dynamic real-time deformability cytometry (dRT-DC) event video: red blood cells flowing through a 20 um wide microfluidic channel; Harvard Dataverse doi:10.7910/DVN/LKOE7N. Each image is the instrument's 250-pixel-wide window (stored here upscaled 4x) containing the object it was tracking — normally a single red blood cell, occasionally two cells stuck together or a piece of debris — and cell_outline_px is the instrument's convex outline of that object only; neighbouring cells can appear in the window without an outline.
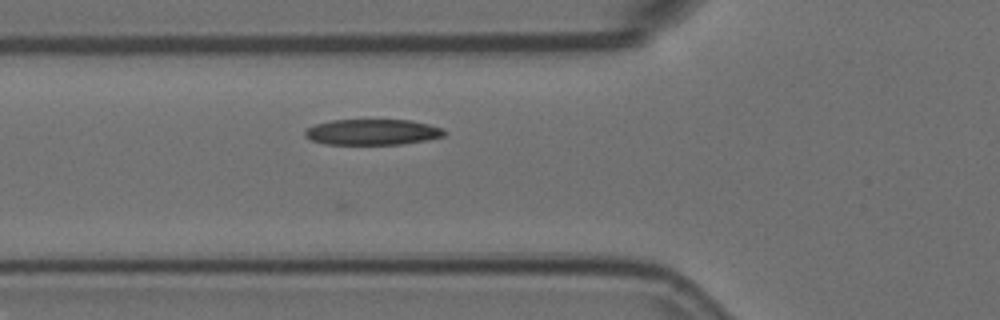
{"species": "Egyptian fruit bat (a non-hibernating species)", "species_latin": "Rousettus aegyptiacus", "temperature_condition": "room temperature", "stored_images_in_passage": 35, "camera_frame_rate_fps": 3000, "um_per_image_px": 0.085, "animal": {"sex": "female"}, "frame": {"image": 1, "passage_image": 8, "time_ms": 2.333, "image_size_px": [1000, 320], "cell_outline_px": [[448, 132], [444, 136], [428, 140], [400, 144], [324, 144], [312, 140], [304, 136], [304, 132], [308, 128], [316, 124], [332, 120], [412, 120], [444, 128]], "centroid_in_image_um": [31.7, 11.22], "position_along_channel_um": 94.1, "area_um2": 20.98}}
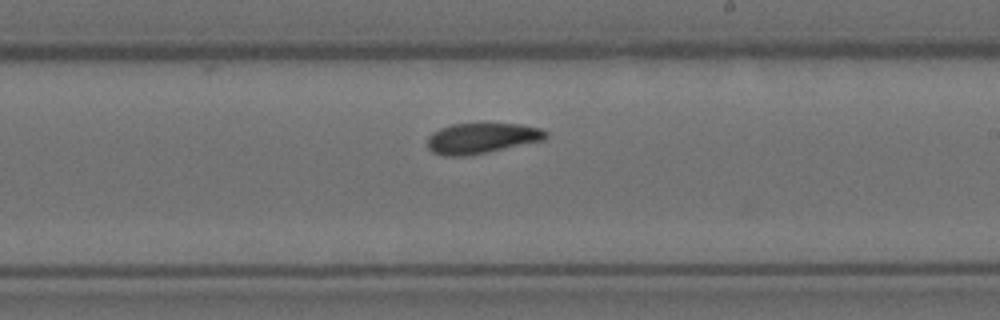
{"frame": {"image": 2, "passage_image": 21, "time_ms": 6.667, "image_size_px": [1000, 320], "cell_outline_px": [[548, 136], [544, 140], [488, 152], [464, 156], [444, 156], [432, 152], [428, 148], [428, 136], [432, 132], [440, 128], [452, 124], [520, 124], [540, 128], [548, 132]], "centroid_in_image_um": [40.94, 11.75], "position_along_channel_um": 248.1, "area_um2": 21.04}}
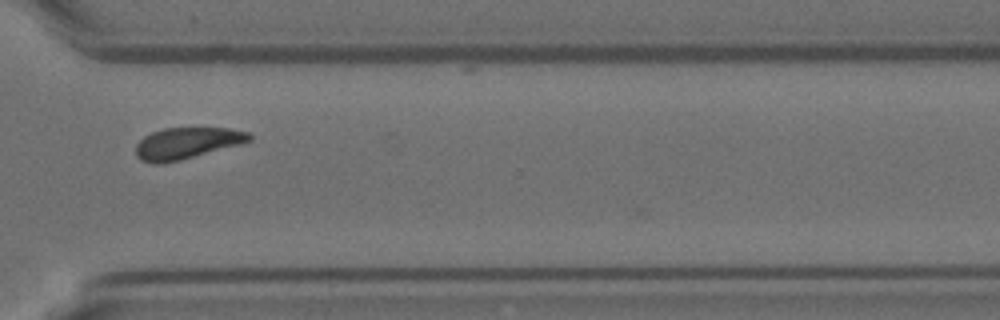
{"frame": {"image": 3, "passage_image": 30, "time_ms": 9.667, "image_size_px": [1000, 320], "cell_outline_px": [[252, 140], [240, 144], [180, 160], [160, 164], [156, 164], [140, 160], [136, 156], [136, 144], [144, 136], [152, 132], [164, 128], [228, 128], [252, 132]], "centroid_in_image_um": [15.89, 12.16], "position_along_channel_um": 354.7, "area_um2": 20.81}}